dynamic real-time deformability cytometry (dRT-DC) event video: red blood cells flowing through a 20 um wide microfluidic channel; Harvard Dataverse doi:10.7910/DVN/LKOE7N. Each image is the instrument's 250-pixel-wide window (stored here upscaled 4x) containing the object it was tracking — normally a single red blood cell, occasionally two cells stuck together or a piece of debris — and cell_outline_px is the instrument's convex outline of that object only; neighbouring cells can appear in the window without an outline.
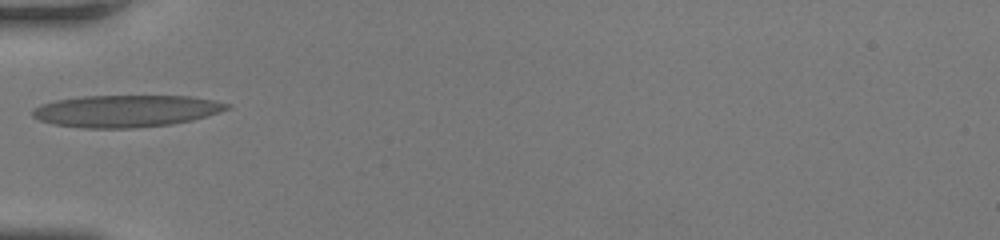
{"species": "human", "species_latin": "Homo sapiens", "temperature_condition": "room temperature", "stored_images_in_passage": 26, "camera_frame_rate_fps": 3000, "um_per_image_px": 0.085, "donor": {"sex": "female"}, "frame": {"image": 1, "passage_image": 1, "time_ms": 0.0, "image_size_px": [1000, 240], "cell_outline_px": [[232, 108], [220, 112], [192, 120], [172, 124], [132, 128], [80, 128], [52, 124], [40, 120], [32, 116], [32, 108], [40, 104], [56, 100], [84, 96], [192, 96], [216, 100], [232, 104]], "centroid_in_image_um": [10.73, 9.43], "position_along_channel_um": 74.3, "area_um2": 36.59}}
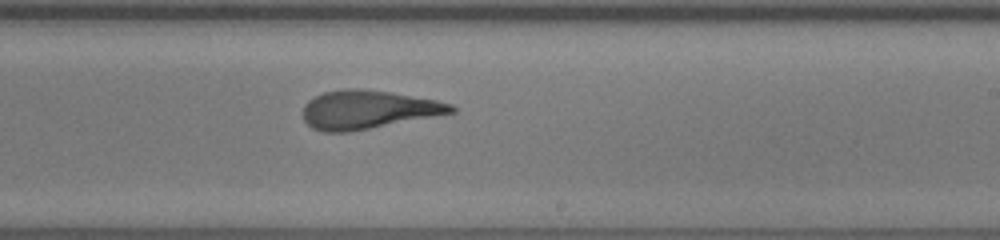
{"frame": {"image": 2, "passage_image": 14, "time_ms": 4.333, "image_size_px": [1000, 240], "cell_outline_px": [[456, 112], [348, 132], [324, 132], [312, 128], [304, 120], [304, 104], [308, 100], [324, 92], [344, 88], [356, 88], [392, 92], [436, 100], [452, 104], [456, 108]], "centroid_in_image_um": [31.27, 9.31], "position_along_channel_um": 257.7, "area_um2": 33.06}}
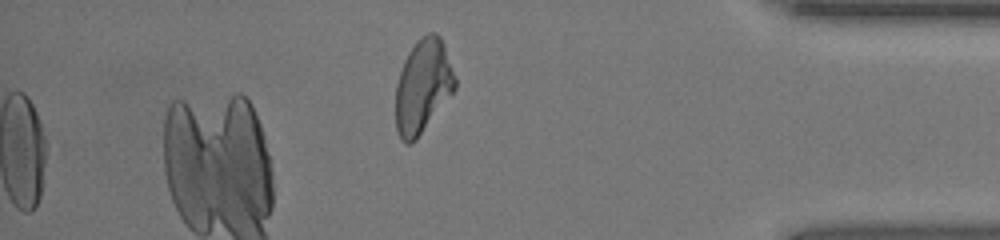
{"frame": {"image": 3, "passage_image": 26, "time_ms": 8.333, "image_size_px": [1000, 240], "cell_outline_px": [[456, 88], [416, 140], [408, 144], [404, 144], [400, 140], [396, 132], [396, 84], [404, 60], [408, 52], [416, 40], [420, 36], [428, 32], [436, 32], [440, 36], [444, 44], [456, 80]], "centroid_in_image_um": [35.93, 7.32], "position_along_channel_um": 399.3, "area_um2": 32.48}, "authors_computed_cell_mechanics": {"area_um2": 33.3795, "velocity_mm_per_s": 4.2539, "shape_relaxation_time_tau1_ms": 6.7343, "shape_relaxation_time_tau2_ms": 1.6901, "deformation_change_tau1": 0.2548, "deformation_change_tau2": 0.1067}}